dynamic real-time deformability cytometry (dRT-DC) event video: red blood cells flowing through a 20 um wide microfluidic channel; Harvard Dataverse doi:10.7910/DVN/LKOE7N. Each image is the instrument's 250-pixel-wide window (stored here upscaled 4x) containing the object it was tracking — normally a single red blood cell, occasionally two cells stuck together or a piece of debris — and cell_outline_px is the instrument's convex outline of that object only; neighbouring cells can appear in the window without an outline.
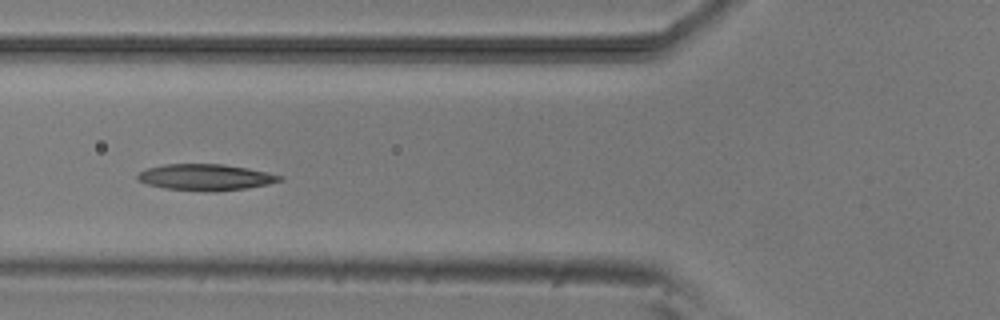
{"species": "common noctule bat (a hibernating species)", "species_latin": "Nyctalus noctula", "temperature_condition": "room temperature", "stored_images_in_passage": 8, "camera_frame_rate_fps": 3000, "um_per_image_px": 0.085, "animal": {"sex": "male", "body_mass_g": 20.5, "forearm_length_mm": 52.5}, "frame": {"image": 1, "passage_image": 6, "time_ms": 6.667, "image_size_px": [1000, 320], "cell_outline_px": [[284, 180], [268, 184], [244, 188], [216, 192], [212, 192], [164, 188], [148, 184], [136, 180], [136, 176], [140, 172], [148, 168], [164, 164], [224, 164], [248, 168], [284, 176]], "centroid_in_image_um": [17.48, 15.06], "position_along_channel_um": 108.3, "area_um2": 21.79}}
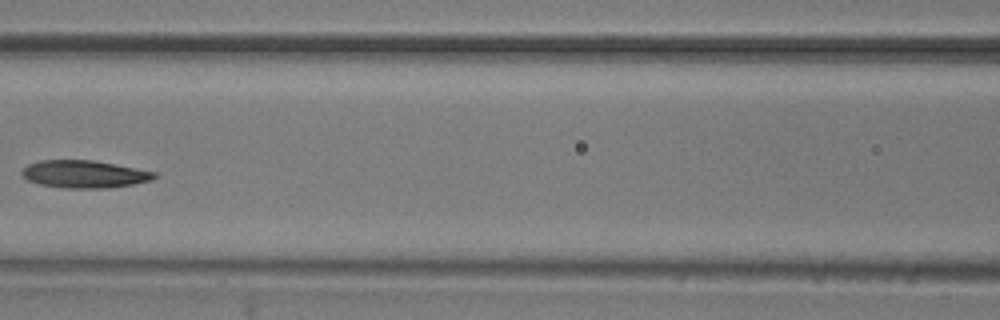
{"frame": {"image": 2, "passage_image": 7, "time_ms": 8.0, "image_size_px": [1000, 320], "cell_outline_px": [[156, 176], [152, 180], [132, 184], [108, 188], [68, 188], [40, 184], [28, 180], [20, 172], [28, 164], [40, 160], [92, 160], [156, 172]], "centroid_in_image_um": [7.15, 14.8], "position_along_channel_um": 159.4, "area_um2": 20.98}}
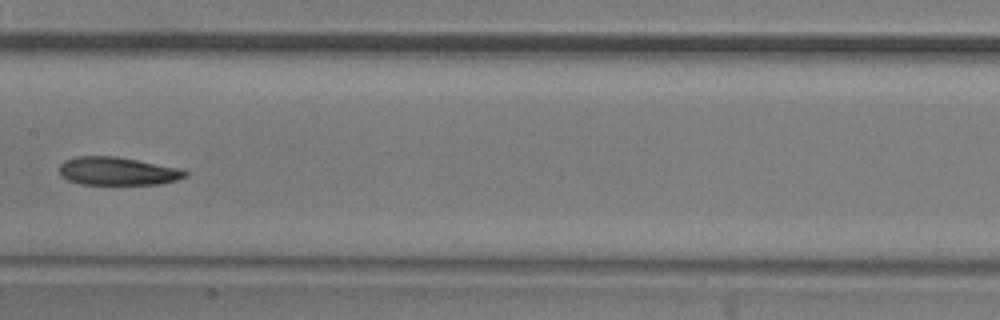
{"frame": {"image": 3, "passage_image": 8, "time_ms": 9.0, "image_size_px": [1000, 320], "cell_outline_px": [[188, 176], [176, 180], [160, 184], [80, 184], [68, 180], [60, 176], [60, 164], [64, 160], [76, 156], [116, 156], [184, 168], [188, 172]], "centroid_in_image_um": [10.03, 14.54], "position_along_channel_um": 197.4, "area_um2": 20.92}}